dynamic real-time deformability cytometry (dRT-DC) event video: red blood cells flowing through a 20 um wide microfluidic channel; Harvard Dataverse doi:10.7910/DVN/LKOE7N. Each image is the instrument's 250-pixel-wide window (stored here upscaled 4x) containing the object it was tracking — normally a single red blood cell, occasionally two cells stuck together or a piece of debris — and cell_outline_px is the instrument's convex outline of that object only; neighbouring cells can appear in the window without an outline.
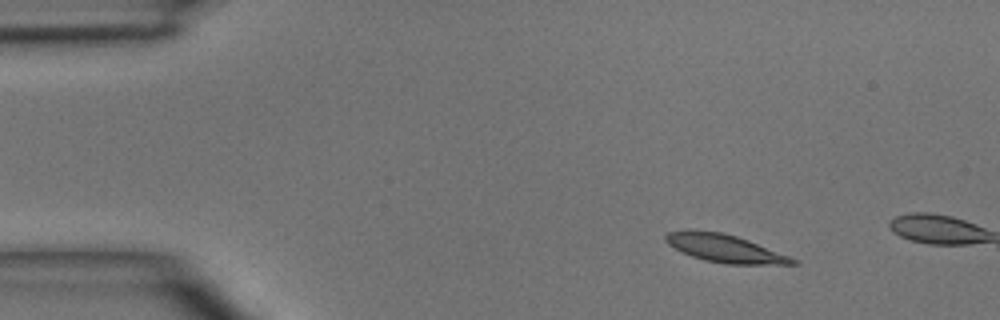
{"species": "common noctule bat (a hibernating species)", "species_latin": "Nyctalus noctula", "temperature_condition": "room temperature", "stored_images_in_passage": 4, "camera_frame_rate_fps": 3000, "um_per_image_px": 0.085, "animal": {"sex": "male", "body_mass_g": 15.6}, "frame": {"image": 1, "passage_image": 2, "time_ms": 1.333, "image_size_px": [1000, 320], "cell_outline_px": [[800, 264], [724, 264], [704, 260], [692, 256], [668, 244], [664, 240], [664, 236], [668, 232], [688, 228], [720, 232], [736, 236], [748, 240], [800, 260]], "centroid_in_image_um": [61.6, 21.1], "position_along_channel_um": 23.4, "area_um2": 20.75}}